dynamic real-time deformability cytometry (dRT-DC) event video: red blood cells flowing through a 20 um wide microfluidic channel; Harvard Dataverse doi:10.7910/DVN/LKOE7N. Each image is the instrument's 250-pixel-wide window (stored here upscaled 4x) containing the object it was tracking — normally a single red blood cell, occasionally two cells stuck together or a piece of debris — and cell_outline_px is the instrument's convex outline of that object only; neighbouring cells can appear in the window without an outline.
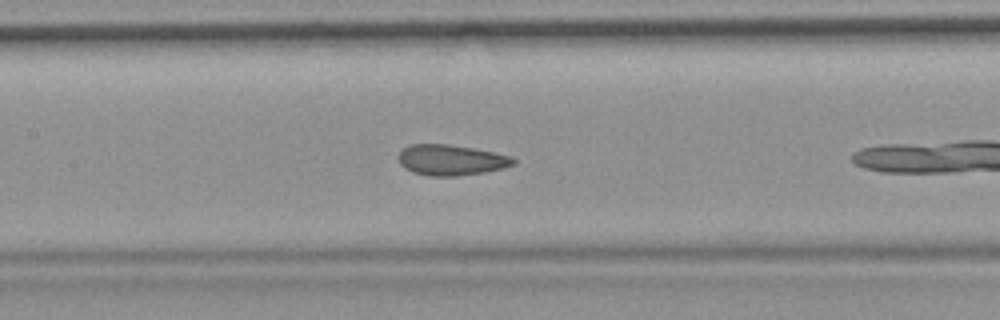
{"species": "common noctule bat (a hibernating species)", "species_latin": "Nyctalus noctula", "temperature_condition": "room temperature", "stored_images_in_passage": 12, "camera_frame_rate_fps": 3000, "um_per_image_px": 0.085, "animal": {"sex": "female", "body_mass_g": 19.9}, "frame": {"image": 1, "passage_image": 10, "time_ms": 3.0, "image_size_px": [1000, 320], "cell_outline_px": [[516, 164], [504, 168], [484, 172], [456, 176], [428, 176], [412, 172], [404, 168], [400, 164], [400, 152], [408, 144], [448, 144], [472, 148], [512, 156], [516, 160]], "centroid_in_image_um": [38.35, 13.6], "position_along_channel_um": 169.0, "area_um2": 20.52}}